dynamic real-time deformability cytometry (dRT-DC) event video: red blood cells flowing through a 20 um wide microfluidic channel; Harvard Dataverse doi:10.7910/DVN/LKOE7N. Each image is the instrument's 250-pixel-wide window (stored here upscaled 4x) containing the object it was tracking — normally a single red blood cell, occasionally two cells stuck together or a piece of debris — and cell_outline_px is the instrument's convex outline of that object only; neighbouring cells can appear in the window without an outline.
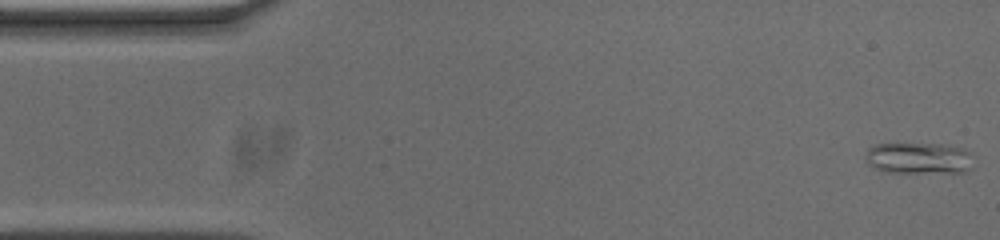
{"species": "common noctule bat (a hibernating species)", "species_latin": "Nyctalus noctula", "temperature_condition": "cold", "stored_images_in_passage": 53, "camera_frame_rate_fps": 3000, "um_per_image_px": 0.085, "animal": {"sex": "male", "body_mass_g": 20.0, "forearm_length_mm": 53.3}, "frame": {"image": 1, "passage_image": 1, "time_ms": 0.0, "image_size_px": [1000, 240], "cell_outline_px": [[972, 152], [968, 168], [964, 172], [888, 172], [876, 168], [868, 164], [864, 156], [868, 148], [876, 144], [940, 144], [964, 148]], "centroid_in_image_um": [78.06, 13.43], "position_along_channel_um": 6.9, "area_um2": 19.54}}
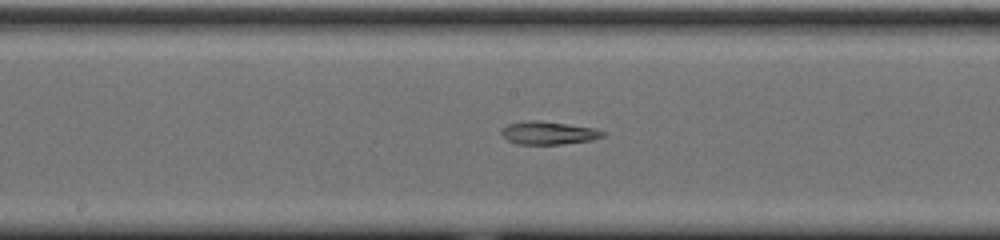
{"frame": {"image": 2, "passage_image": 26, "time_ms": 8.333, "image_size_px": [1000, 240], "cell_outline_px": [[604, 136], [592, 140], [560, 144], [516, 144], [508, 140], [500, 132], [508, 124], [528, 120], [540, 120], [568, 124], [592, 128], [604, 132]], "centroid_in_image_um": [46.6, 11.3], "position_along_channel_um": 201.6, "area_um2": 13.41}}
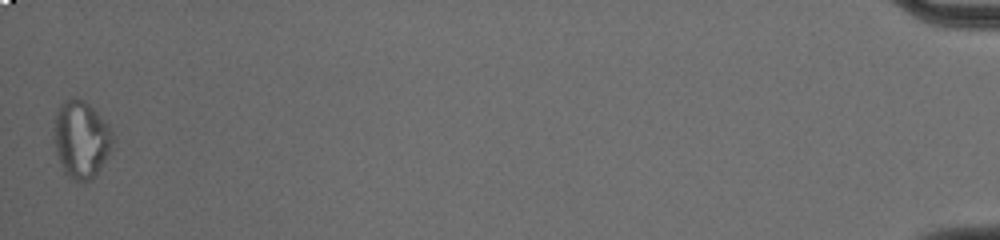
{"frame": {"image": 3, "passage_image": 53, "time_ms": 17.333, "image_size_px": [1000, 240], "cell_outline_px": [[112, 148], [100, 168], [88, 180], [76, 180], [68, 176], [64, 172], [56, 152], [52, 136], [56, 112], [60, 104], [72, 96], [76, 96], [84, 100], [108, 124], [112, 132]], "centroid_in_image_um": [6.86, 11.79], "position_along_channel_um": 428.3, "area_um2": 26.3}}